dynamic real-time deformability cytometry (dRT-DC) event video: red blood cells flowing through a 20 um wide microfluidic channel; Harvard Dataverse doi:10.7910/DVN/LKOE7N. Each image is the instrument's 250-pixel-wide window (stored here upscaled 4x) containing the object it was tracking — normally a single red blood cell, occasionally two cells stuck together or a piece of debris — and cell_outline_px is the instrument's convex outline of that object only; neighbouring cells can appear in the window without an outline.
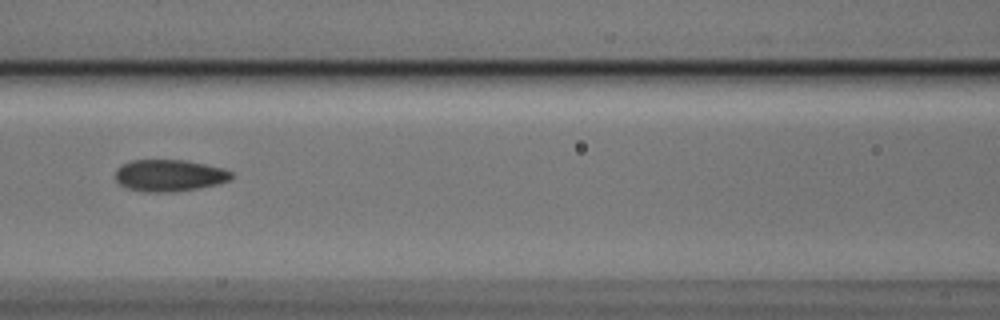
{"species": "Egyptian fruit bat (a non-hibernating species)", "species_latin": "Rousettus aegyptiacus", "temperature_condition": "cold", "stored_images_in_passage": 5, "camera_frame_rate_fps": 3000, "um_per_image_px": 0.085, "animal": {"sex": "male"}, "frame": {"image": 1, "passage_image": 5, "time_ms": 1.333, "image_size_px": [1000, 320], "cell_outline_px": [[232, 180], [220, 184], [200, 188], [172, 192], [148, 192], [128, 188], [120, 184], [116, 180], [116, 168], [120, 164], [132, 160], [184, 160], [224, 168], [232, 172]], "centroid_in_image_um": [14.42, 14.91], "position_along_channel_um": 152.2, "area_um2": 21.68}}